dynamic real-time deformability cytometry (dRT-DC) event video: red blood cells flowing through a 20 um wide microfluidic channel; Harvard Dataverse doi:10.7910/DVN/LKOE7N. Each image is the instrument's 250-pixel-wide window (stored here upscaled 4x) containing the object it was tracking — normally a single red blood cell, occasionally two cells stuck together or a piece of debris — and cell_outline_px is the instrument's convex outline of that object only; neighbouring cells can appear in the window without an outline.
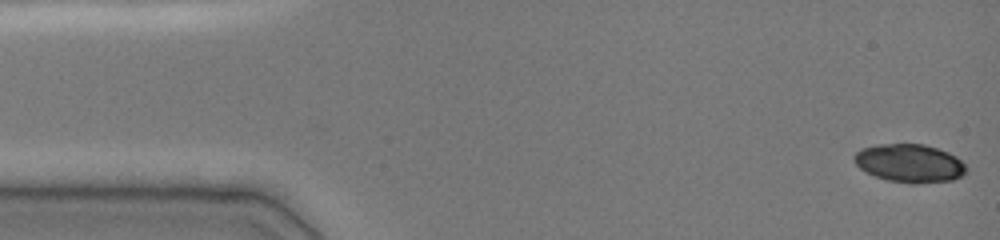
{"species": "common noctule bat (a hibernating species)", "species_latin": "Nyctalus noctula", "temperature_condition": "cold", "stored_images_in_passage": 48, "camera_frame_rate_fps": 3000, "um_per_image_px": 0.085, "animal": {"sex": "female", "body_mass_g": 19.0, "forearm_length_mm": 51.5}, "frame": {"image": 1, "passage_image": 1, "time_ms": 0.0, "image_size_px": [1000, 240], "cell_outline_px": [[968, 168], [960, 176], [952, 180], [916, 184], [912, 184], [888, 180], [876, 176], [860, 168], [852, 160], [852, 156], [860, 148], [876, 144], [924, 144], [948, 152], [956, 156]], "centroid_in_image_um": [77.28, 13.87], "position_along_channel_um": 7.7, "area_um2": 25.03}}
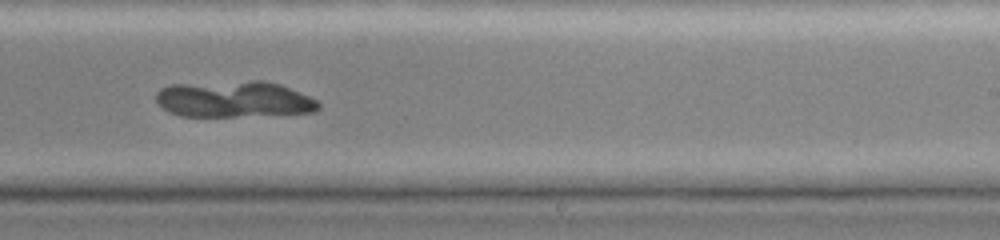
{"frame": {"image": 2, "passage_image": 30, "time_ms": 9.667, "image_size_px": [1000, 240], "cell_outline_px": [[320, 108], [316, 112], [236, 116], [180, 116], [168, 112], [156, 100], [156, 92], [160, 88], [172, 84], [252, 80], [264, 80], [280, 84], [308, 96], [316, 100], [320, 104]], "centroid_in_image_um": [19.87, 8.42], "position_along_channel_um": 269.1, "area_um2": 34.39}}
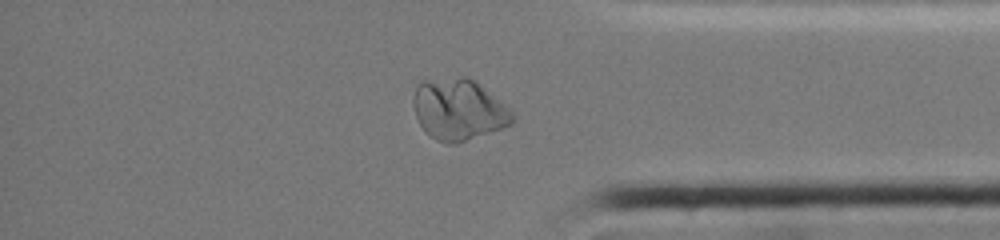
{"frame": {"image": 3, "passage_image": 40, "time_ms": 13.0, "image_size_px": [1000, 240], "cell_outline_px": [[512, 124], [456, 144], [444, 144], [436, 140], [424, 132], [416, 116], [412, 104], [412, 100], [416, 84], [420, 80], [460, 76], [468, 76], [476, 80], [508, 108], [512, 112]], "centroid_in_image_um": [38.92, 9.29], "position_along_channel_um": 396.3, "area_um2": 35.66}}